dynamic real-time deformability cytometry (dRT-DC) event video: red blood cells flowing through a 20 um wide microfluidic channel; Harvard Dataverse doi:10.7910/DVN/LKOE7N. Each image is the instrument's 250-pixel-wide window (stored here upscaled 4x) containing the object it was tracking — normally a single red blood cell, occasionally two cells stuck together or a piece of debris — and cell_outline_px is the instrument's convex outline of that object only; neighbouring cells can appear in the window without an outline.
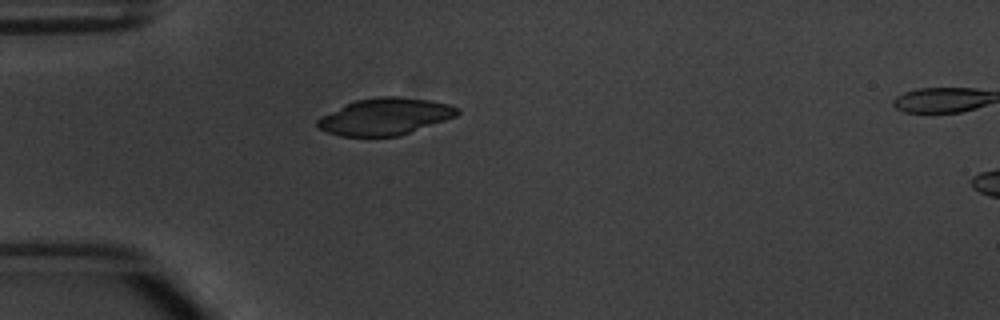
{"species": "common noctule bat (a hibernating species)", "species_latin": "Nyctalus noctula", "temperature_condition": "warm", "stored_images_in_passage": 2, "segment_of_instrument_passage": [1, 2], "camera_frame_rate_fps": 3000, "um_per_image_px": 0.085, "animal": {"sex": "male", "body_mass_g": 20.1, "forearm_length_mm": 53.5}, "frame": {"image": 1, "passage_image": 1, "time_ms": 0.0, "image_size_px": [1000, 320], "cell_outline_px": [[460, 112], [456, 116], [400, 136], [340, 136], [328, 132], [320, 128], [316, 124], [316, 120], [320, 116], [356, 100], [380, 96], [400, 96], [428, 100], [448, 104], [460, 108]], "centroid_in_image_um": [32.74, 9.9], "position_along_channel_um": 52.3, "area_um2": 29.88}}